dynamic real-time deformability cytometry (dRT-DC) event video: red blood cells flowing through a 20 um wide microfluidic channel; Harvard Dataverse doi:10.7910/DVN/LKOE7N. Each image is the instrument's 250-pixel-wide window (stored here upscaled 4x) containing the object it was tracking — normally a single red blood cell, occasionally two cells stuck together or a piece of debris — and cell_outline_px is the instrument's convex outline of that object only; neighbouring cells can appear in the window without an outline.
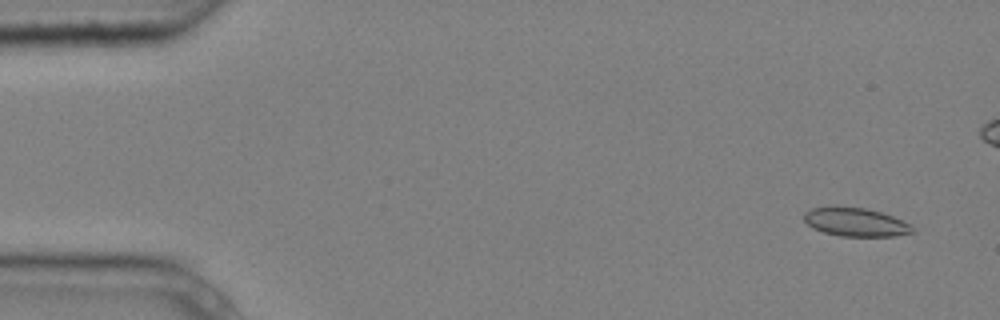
{"species": "common noctule bat (a hibernating species)", "species_latin": "Nyctalus noctula", "temperature_condition": "cold", "stored_images_in_passage": 5, "camera_frame_rate_fps": 3000, "um_per_image_px": 0.085, "animal": {"sex": "male", "body_mass_g": 20.4}, "frame": {"image": 1, "passage_image": 1, "time_ms": 0.0, "image_size_px": [1000, 320], "cell_outline_px": [[912, 232], [896, 236], [840, 236], [824, 232], [812, 228], [804, 220], [804, 212], [812, 208], [836, 204], [864, 208], [880, 212], [892, 216], [912, 224]], "centroid_in_image_um": [72.67, 18.85], "position_along_channel_um": 12.3, "area_um2": 18.32}}